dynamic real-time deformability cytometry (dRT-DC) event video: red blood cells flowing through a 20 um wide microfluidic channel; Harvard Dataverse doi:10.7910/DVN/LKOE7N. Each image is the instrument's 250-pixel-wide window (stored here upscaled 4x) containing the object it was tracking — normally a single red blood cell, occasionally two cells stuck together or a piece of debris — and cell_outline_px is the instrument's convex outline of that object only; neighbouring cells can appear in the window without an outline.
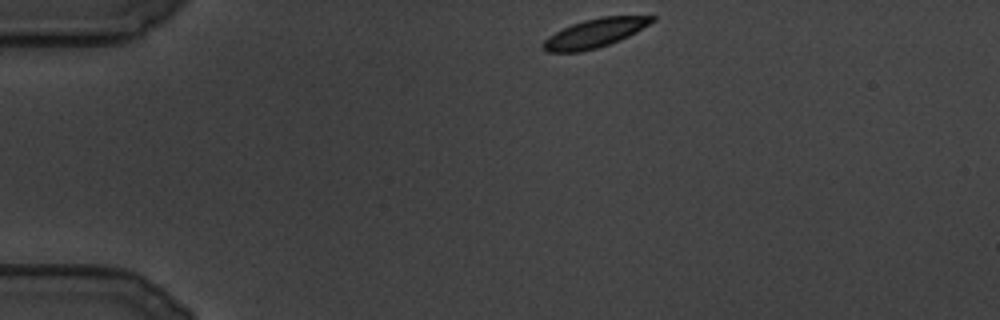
{"species": "common noctule bat (a hibernating species)", "species_latin": "Nyctalus noctula", "temperature_condition": "cold", "stored_images_in_passage": 93, "camera_frame_rate_fps": 3000, "um_per_image_px": 0.085, "animal": {"sex": "male", "body_mass_g": 19.5, "forearm_length_mm": 54.6}, "frame": {"image": 1, "passage_image": 1, "time_ms": 0.0, "image_size_px": [1000, 320], "cell_outline_px": [[656, 20], [636, 32], [620, 40], [596, 48], [580, 52], [544, 52], [540, 48], [540, 44], [548, 36], [572, 24], [584, 20], [600, 16], [656, 16]], "centroid_in_image_um": [50.52, 2.82], "position_along_channel_um": 34.5, "area_um2": 18.32}}
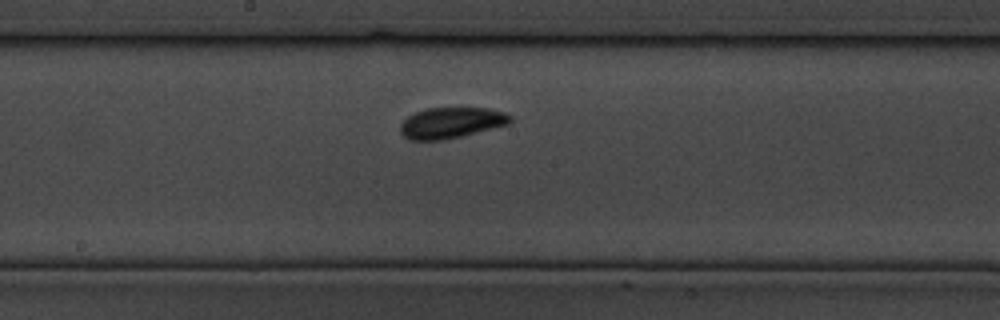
{"frame": {"image": 2, "passage_image": 40, "time_ms": 13.0, "image_size_px": [1000, 320], "cell_outline_px": [[512, 120], [508, 124], [444, 140], [408, 140], [400, 132], [400, 124], [408, 116], [416, 112], [428, 108], [488, 108], [504, 112], [512, 116]], "centroid_in_image_um": [38.33, 10.43], "position_along_channel_um": 209.9, "area_um2": 19.65}}
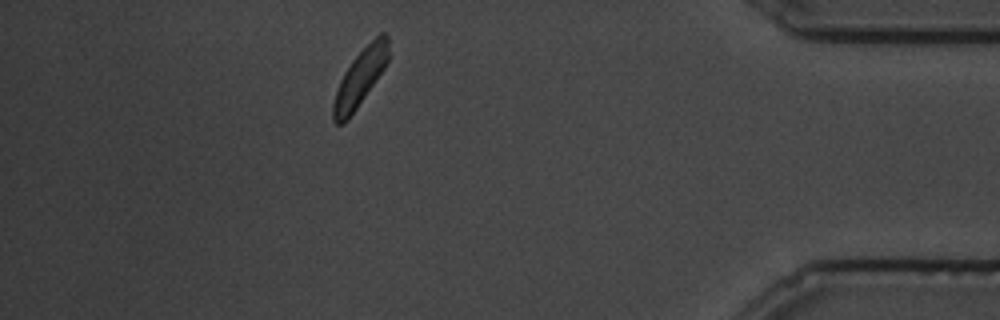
{"frame": {"image": 3, "passage_image": 80, "time_ms": 26.333, "image_size_px": [1000, 320], "cell_outline_px": [[388, 60], [384, 68], [348, 120], [344, 124], [336, 124], [332, 120], [332, 104], [340, 80], [344, 72], [352, 60], [380, 32], [384, 32], [388, 36]], "centroid_in_image_um": [30.58, 6.64], "position_along_channel_um": 404.6, "area_um2": 17.98}}